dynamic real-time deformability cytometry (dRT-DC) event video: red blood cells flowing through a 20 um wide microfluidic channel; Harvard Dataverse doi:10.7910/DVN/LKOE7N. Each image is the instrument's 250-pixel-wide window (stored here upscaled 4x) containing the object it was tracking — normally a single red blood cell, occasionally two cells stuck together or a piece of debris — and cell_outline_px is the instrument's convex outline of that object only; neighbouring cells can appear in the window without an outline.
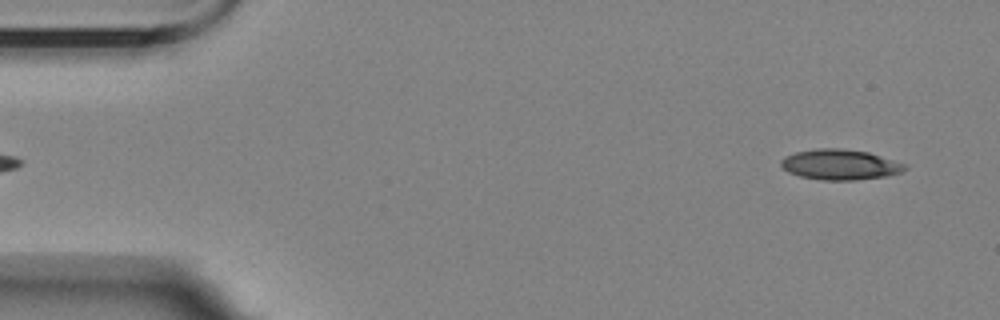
{"species": "Egyptian fruit bat (a non-hibernating species)", "species_latin": "Rousettus aegyptiacus", "temperature_condition": "room temperature", "stored_images_in_passage": 5, "segment_of_instrument_passage": [2, 2], "camera_frame_rate_fps": 3000, "um_per_image_px": 0.085, "animal": {"sex": "female"}, "frame": {"image": 1, "passage_image": 5, "time_ms": 4.667, "image_size_px": [1000, 320], "cell_outline_px": [[908, 168], [900, 172], [888, 176], [856, 180], [824, 180], [800, 176], [788, 172], [780, 164], [780, 160], [784, 156], [796, 152], [816, 148], [840, 148], [868, 152], [908, 164]], "centroid_in_image_um": [71.42, 13.99], "position_along_channel_um": 13.6, "area_um2": 22.08}}